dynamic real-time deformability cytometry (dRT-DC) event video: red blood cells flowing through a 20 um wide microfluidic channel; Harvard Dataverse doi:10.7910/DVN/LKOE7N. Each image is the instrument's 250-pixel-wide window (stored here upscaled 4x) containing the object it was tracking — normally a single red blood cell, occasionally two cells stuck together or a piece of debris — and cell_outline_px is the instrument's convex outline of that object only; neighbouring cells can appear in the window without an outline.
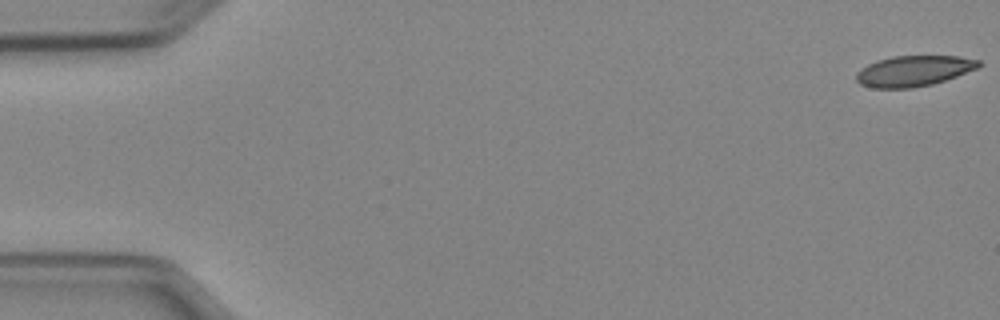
{"species": "Egyptian fruit bat (a non-hibernating species)", "species_latin": "Rousettus aegyptiacus", "temperature_condition": "cold", "stored_images_in_passage": 5, "camera_frame_rate_fps": 3000, "um_per_image_px": 0.085, "animal": {"sex": "female"}, "frame": {"image": 1, "passage_image": 1, "time_ms": 0.0, "image_size_px": [1000, 320], "cell_outline_px": [[980, 68], [932, 84], [912, 88], [872, 88], [860, 84], [856, 80], [856, 72], [860, 68], [876, 60], [892, 56], [960, 56], [980, 60]], "centroid_in_image_um": [77.65, 6.02], "position_along_channel_um": 7.3, "area_um2": 22.02}}
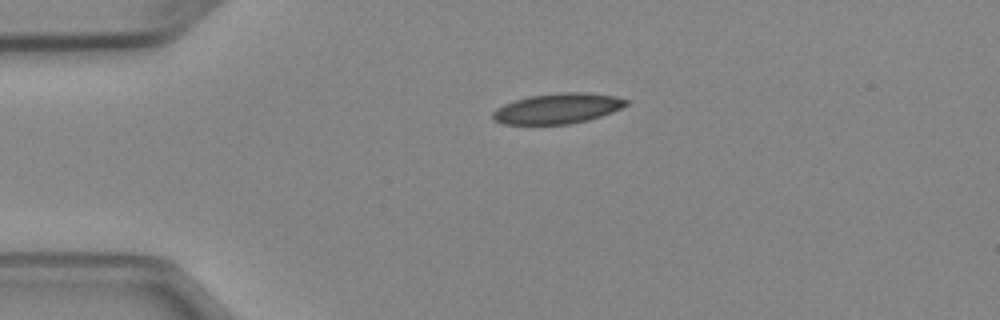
{"frame": {"image": 2, "passage_image": 4, "time_ms": 3.667, "image_size_px": [1000, 320], "cell_outline_px": [[628, 104], [612, 112], [588, 120], [568, 124], [504, 124], [492, 120], [492, 112], [496, 108], [504, 104], [528, 96], [560, 92], [584, 92], [616, 96], [628, 100]], "centroid_in_image_um": [47.38, 9.22], "position_along_channel_um": 37.6, "area_um2": 23.58}}